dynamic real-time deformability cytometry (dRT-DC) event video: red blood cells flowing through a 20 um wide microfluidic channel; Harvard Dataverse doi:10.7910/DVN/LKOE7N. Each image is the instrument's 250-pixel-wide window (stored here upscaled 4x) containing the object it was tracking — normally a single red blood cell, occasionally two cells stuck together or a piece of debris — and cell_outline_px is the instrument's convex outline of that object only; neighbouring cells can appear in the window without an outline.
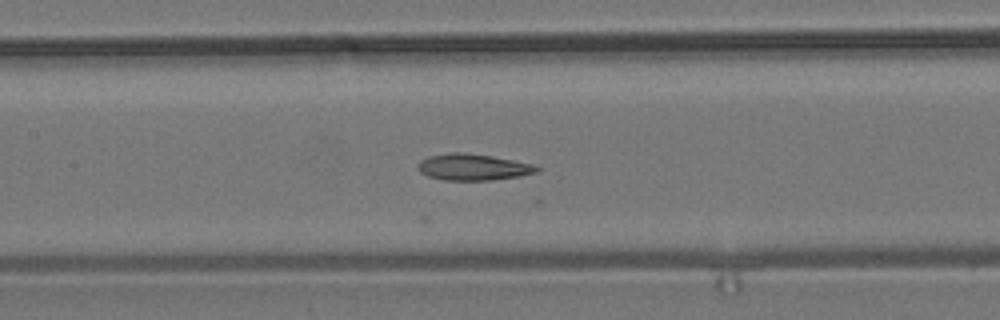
{"species": "common noctule bat (a hibernating species)", "species_latin": "Nyctalus noctula", "temperature_condition": "room temperature", "stored_images_in_passage": 7, "camera_frame_rate_fps": 3000, "um_per_image_px": 0.085, "animal": {"sex": "male", "body_mass_g": 19.2, "forearm_length_mm": 51.8}, "frame": {"image": 1, "passage_image": 7, "time_ms": 8.0, "image_size_px": [1000, 320], "cell_outline_px": [[540, 168], [536, 172], [520, 176], [492, 180], [444, 180], [428, 176], [420, 172], [416, 168], [416, 164], [420, 160], [428, 156], [452, 152], [460, 152], [492, 156], [532, 164]], "centroid_in_image_um": [40.15, 14.2], "position_along_channel_um": 167.3, "area_um2": 18.26}}